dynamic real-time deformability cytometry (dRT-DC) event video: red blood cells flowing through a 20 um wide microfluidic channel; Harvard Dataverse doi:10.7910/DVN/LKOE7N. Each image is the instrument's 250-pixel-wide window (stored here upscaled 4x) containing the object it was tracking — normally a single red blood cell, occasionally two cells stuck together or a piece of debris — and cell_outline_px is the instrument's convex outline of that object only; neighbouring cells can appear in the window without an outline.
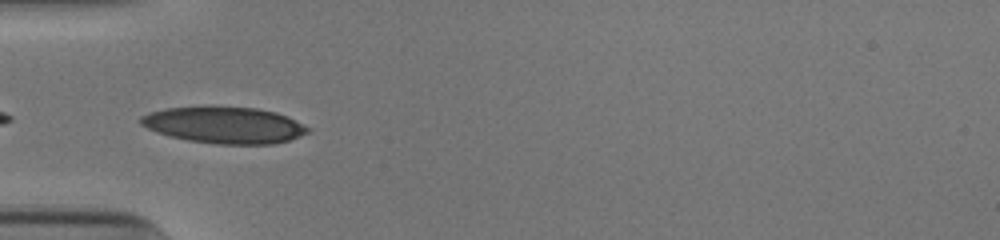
{"species": "human", "species_latin": "Homo sapiens", "temperature_condition": "cold", "stored_images_in_passage": 36, "camera_frame_rate_fps": 3000, "um_per_image_px": 0.085, "donor": {"sex": "male"}, "frame": {"image": 1, "passage_image": 1, "time_ms": 0.0, "image_size_px": [1000, 240], "cell_outline_px": [[312, 128], [308, 132], [300, 136], [288, 140], [272, 144], [216, 144], [188, 140], [168, 136], [156, 132], [140, 124], [140, 116], [148, 112], [164, 108], [208, 104], [212, 104], [256, 108], [276, 112], [288, 116]], "centroid_in_image_um": [19.04, 10.59], "position_along_channel_um": 66.0, "area_um2": 36.59}}
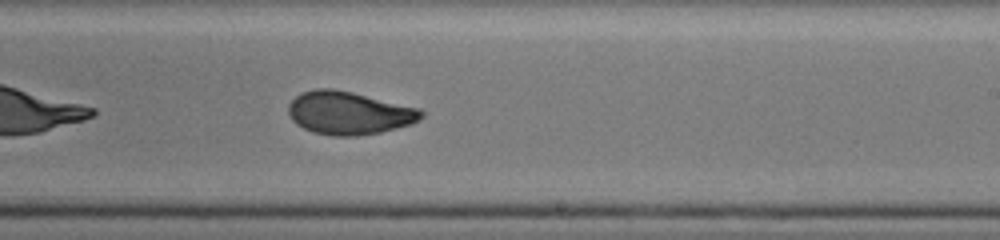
{"frame": {"image": 2, "passage_image": 16, "time_ms": 5.0, "image_size_px": [1000, 240], "cell_outline_px": [[424, 116], [420, 120], [412, 124], [380, 132], [356, 136], [332, 136], [312, 132], [296, 124], [292, 120], [288, 112], [288, 104], [300, 92], [316, 88], [332, 88], [352, 92], [420, 108], [424, 112]], "centroid_in_image_um": [29.66, 9.6], "position_along_channel_um": 259.3, "area_um2": 33.52}}
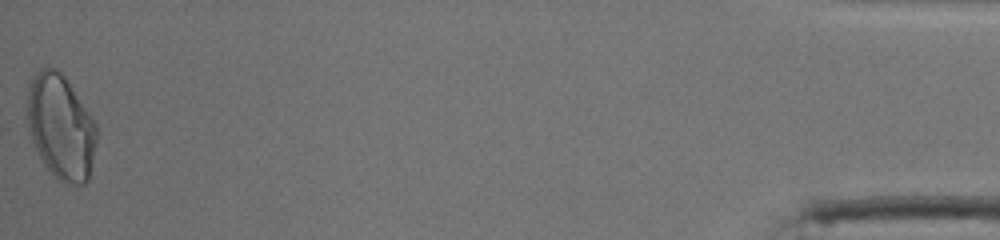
{"frame": {"image": 3, "passage_image": 36, "time_ms": 11.667, "image_size_px": [1000, 240], "cell_outline_px": [[96, 140], [88, 180], [84, 184], [64, 184], [56, 180], [44, 164], [32, 140], [24, 112], [28, 84], [32, 76], [40, 68], [56, 68], [64, 76], [96, 120]], "centroid_in_image_um": [5.13, 10.76], "position_along_channel_um": 430.1, "area_um2": 43.0}, "authors_computed_cell_mechanics": {"area_um2": 33.6685, "velocity_mm_per_s": 3.9088, "shape_relaxation_time_tau1_ms": 7.6128, "shape_relaxation_time_tau2_ms": 1.4557, "deformation_change_tau1": 0.2144, "deformation_change_tau2": 0.0642}}